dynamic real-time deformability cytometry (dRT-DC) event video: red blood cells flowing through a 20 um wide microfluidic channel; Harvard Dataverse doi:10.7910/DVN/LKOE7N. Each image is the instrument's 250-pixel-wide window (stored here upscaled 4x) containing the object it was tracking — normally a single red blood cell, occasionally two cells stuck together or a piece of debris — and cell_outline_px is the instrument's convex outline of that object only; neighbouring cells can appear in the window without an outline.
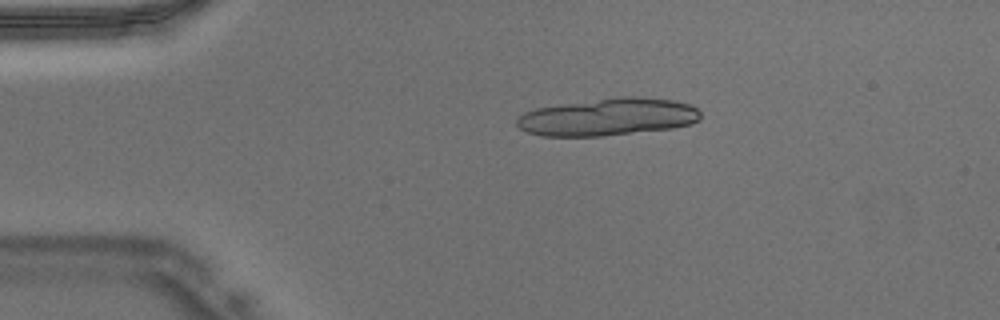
{"species": "Egyptian fruit bat (a non-hibernating species)", "species_latin": "Rousettus aegyptiacus", "temperature_condition": "warm", "stored_images_in_passage": 11, "camera_frame_rate_fps": 3000, "um_per_image_px": 0.085, "animal": {"sex": "male"}, "frame": {"image": 1, "passage_image": 1, "time_ms": 0.0, "image_size_px": [1000, 320], "cell_outline_px": [[700, 120], [692, 124], [672, 128], [600, 136], [540, 136], [528, 132], [520, 128], [516, 124], [516, 120], [524, 112], [536, 108], [620, 96], [640, 96], [672, 100], [692, 104], [700, 112]], "centroid_in_image_um": [51.71, 9.94], "position_along_channel_um": 33.3, "area_um2": 40.0}}